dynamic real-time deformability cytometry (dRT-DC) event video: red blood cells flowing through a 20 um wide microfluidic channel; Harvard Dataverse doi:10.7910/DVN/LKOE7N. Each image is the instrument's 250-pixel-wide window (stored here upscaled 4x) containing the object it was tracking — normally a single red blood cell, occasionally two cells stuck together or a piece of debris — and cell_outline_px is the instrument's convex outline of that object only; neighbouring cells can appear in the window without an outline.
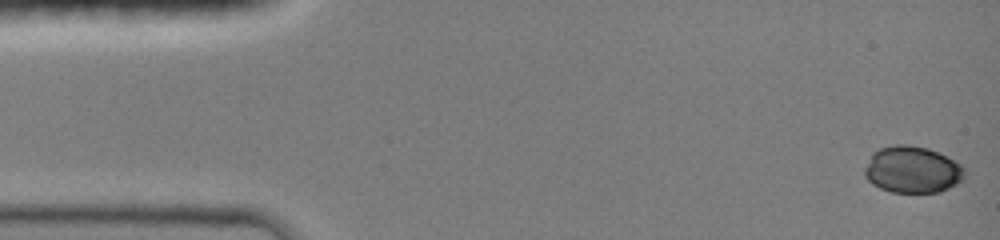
{"species": "common noctule bat (a hibernating species)", "species_latin": "Nyctalus noctula", "temperature_condition": "room temperature", "stored_images_in_passage": 12, "segment_of_instrument_passage": [1, 2], "camera_frame_rate_fps": 3000, "um_per_image_px": 0.085, "animal": {"sex": "female", "body_mass_g": 19.0, "forearm_length_mm": 51.5}, "frame": {"image": 1, "passage_image": 1, "time_ms": 0.0, "image_size_px": [1000, 240], "cell_outline_px": [[964, 176], [956, 184], [940, 192], [892, 192], [880, 188], [872, 184], [864, 176], [864, 168], [872, 152], [880, 148], [896, 144], [904, 144], [928, 148], [960, 164], [964, 168]], "centroid_in_image_um": [77.5, 14.42], "position_along_channel_um": 7.5, "area_um2": 27.05}}